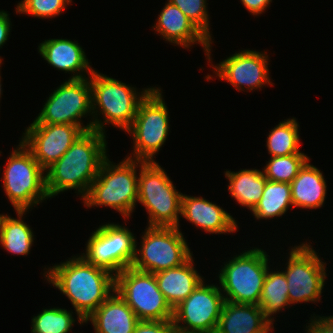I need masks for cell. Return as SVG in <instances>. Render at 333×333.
Wrapping results in <instances>:
<instances>
[{"label":"cell","instance_id":"cell-1","mask_svg":"<svg viewBox=\"0 0 333 333\" xmlns=\"http://www.w3.org/2000/svg\"><path fill=\"white\" fill-rule=\"evenodd\" d=\"M46 270V280L67 296L80 325L115 290V275L88 263L81 255L73 256Z\"/></svg>","mask_w":333,"mask_h":333},{"label":"cell","instance_id":"cell-2","mask_svg":"<svg viewBox=\"0 0 333 333\" xmlns=\"http://www.w3.org/2000/svg\"><path fill=\"white\" fill-rule=\"evenodd\" d=\"M106 134L85 131L45 172L49 198L76 189L83 198L107 156Z\"/></svg>","mask_w":333,"mask_h":333},{"label":"cell","instance_id":"cell-3","mask_svg":"<svg viewBox=\"0 0 333 333\" xmlns=\"http://www.w3.org/2000/svg\"><path fill=\"white\" fill-rule=\"evenodd\" d=\"M92 100V130L105 134V124L114 125L125 132L135 119L138 105L153 87L137 92L136 88L126 85L103 73L93 71L89 76ZM103 116L98 119L100 112ZM98 112V113H97Z\"/></svg>","mask_w":333,"mask_h":333},{"label":"cell","instance_id":"cell-4","mask_svg":"<svg viewBox=\"0 0 333 333\" xmlns=\"http://www.w3.org/2000/svg\"><path fill=\"white\" fill-rule=\"evenodd\" d=\"M143 163L144 161L125 158L119 164L113 165L107 157L87 194L81 198L85 207H110L118 211L125 219L131 217L138 202L136 168H140Z\"/></svg>","mask_w":333,"mask_h":333},{"label":"cell","instance_id":"cell-5","mask_svg":"<svg viewBox=\"0 0 333 333\" xmlns=\"http://www.w3.org/2000/svg\"><path fill=\"white\" fill-rule=\"evenodd\" d=\"M3 170V188L15 211H28L49 199L45 170L20 140Z\"/></svg>","mask_w":333,"mask_h":333},{"label":"cell","instance_id":"cell-6","mask_svg":"<svg viewBox=\"0 0 333 333\" xmlns=\"http://www.w3.org/2000/svg\"><path fill=\"white\" fill-rule=\"evenodd\" d=\"M139 170L138 202L145 207L147 226L179 227L182 194L157 162H144Z\"/></svg>","mask_w":333,"mask_h":333},{"label":"cell","instance_id":"cell-7","mask_svg":"<svg viewBox=\"0 0 333 333\" xmlns=\"http://www.w3.org/2000/svg\"><path fill=\"white\" fill-rule=\"evenodd\" d=\"M265 250L255 248L233 256L219 272V283L225 301L258 305L268 271Z\"/></svg>","mask_w":333,"mask_h":333},{"label":"cell","instance_id":"cell-8","mask_svg":"<svg viewBox=\"0 0 333 333\" xmlns=\"http://www.w3.org/2000/svg\"><path fill=\"white\" fill-rule=\"evenodd\" d=\"M161 88L153 87L138 105L132 125L126 131L133 137V155L127 158L155 162V155L166 142L169 115Z\"/></svg>","mask_w":333,"mask_h":333},{"label":"cell","instance_id":"cell-9","mask_svg":"<svg viewBox=\"0 0 333 333\" xmlns=\"http://www.w3.org/2000/svg\"><path fill=\"white\" fill-rule=\"evenodd\" d=\"M183 236L179 227L147 226L131 267L155 274L183 265L193 256Z\"/></svg>","mask_w":333,"mask_h":333},{"label":"cell","instance_id":"cell-10","mask_svg":"<svg viewBox=\"0 0 333 333\" xmlns=\"http://www.w3.org/2000/svg\"><path fill=\"white\" fill-rule=\"evenodd\" d=\"M115 291L140 321H172L173 309L153 273L126 268L115 275Z\"/></svg>","mask_w":333,"mask_h":333},{"label":"cell","instance_id":"cell-11","mask_svg":"<svg viewBox=\"0 0 333 333\" xmlns=\"http://www.w3.org/2000/svg\"><path fill=\"white\" fill-rule=\"evenodd\" d=\"M46 100L41 112L31 124H73L78 125L84 132L92 130L90 122L86 126L81 123L82 117L92 115L89 77L66 80Z\"/></svg>","mask_w":333,"mask_h":333},{"label":"cell","instance_id":"cell-12","mask_svg":"<svg viewBox=\"0 0 333 333\" xmlns=\"http://www.w3.org/2000/svg\"><path fill=\"white\" fill-rule=\"evenodd\" d=\"M136 243L134 234L126 226L106 223L91 234L81 256L88 263L116 275L131 267Z\"/></svg>","mask_w":333,"mask_h":333},{"label":"cell","instance_id":"cell-13","mask_svg":"<svg viewBox=\"0 0 333 333\" xmlns=\"http://www.w3.org/2000/svg\"><path fill=\"white\" fill-rule=\"evenodd\" d=\"M313 247L306 243L291 248L286 270L290 304L319 302L327 277L325 264Z\"/></svg>","mask_w":333,"mask_h":333},{"label":"cell","instance_id":"cell-14","mask_svg":"<svg viewBox=\"0 0 333 333\" xmlns=\"http://www.w3.org/2000/svg\"><path fill=\"white\" fill-rule=\"evenodd\" d=\"M224 302L221 288L203 280L173 309V326L189 333H215Z\"/></svg>","mask_w":333,"mask_h":333},{"label":"cell","instance_id":"cell-15","mask_svg":"<svg viewBox=\"0 0 333 333\" xmlns=\"http://www.w3.org/2000/svg\"><path fill=\"white\" fill-rule=\"evenodd\" d=\"M83 133L78 125L73 124H30L21 141L46 171Z\"/></svg>","mask_w":333,"mask_h":333},{"label":"cell","instance_id":"cell-16","mask_svg":"<svg viewBox=\"0 0 333 333\" xmlns=\"http://www.w3.org/2000/svg\"><path fill=\"white\" fill-rule=\"evenodd\" d=\"M256 50H241L221 61L214 68L220 80H227L238 91L249 92L261 89L265 84L273 85L269 78L268 55Z\"/></svg>","mask_w":333,"mask_h":333},{"label":"cell","instance_id":"cell-17","mask_svg":"<svg viewBox=\"0 0 333 333\" xmlns=\"http://www.w3.org/2000/svg\"><path fill=\"white\" fill-rule=\"evenodd\" d=\"M158 20L152 28L162 38L172 44L189 48L194 44L201 45L205 51L206 59L211 61L210 40L177 6L171 2L165 3L164 8L158 15Z\"/></svg>","mask_w":333,"mask_h":333},{"label":"cell","instance_id":"cell-18","mask_svg":"<svg viewBox=\"0 0 333 333\" xmlns=\"http://www.w3.org/2000/svg\"><path fill=\"white\" fill-rule=\"evenodd\" d=\"M180 217L210 234H230L238 228L236 220L229 213L203 197L182 194Z\"/></svg>","mask_w":333,"mask_h":333},{"label":"cell","instance_id":"cell-19","mask_svg":"<svg viewBox=\"0 0 333 333\" xmlns=\"http://www.w3.org/2000/svg\"><path fill=\"white\" fill-rule=\"evenodd\" d=\"M38 50L42 58L52 67L69 74L73 73L69 79L87 78V73L89 77L94 71L78 41L62 38L47 39L39 44Z\"/></svg>","mask_w":333,"mask_h":333},{"label":"cell","instance_id":"cell-20","mask_svg":"<svg viewBox=\"0 0 333 333\" xmlns=\"http://www.w3.org/2000/svg\"><path fill=\"white\" fill-rule=\"evenodd\" d=\"M273 329L258 305L225 301L215 333H270Z\"/></svg>","mask_w":333,"mask_h":333},{"label":"cell","instance_id":"cell-21","mask_svg":"<svg viewBox=\"0 0 333 333\" xmlns=\"http://www.w3.org/2000/svg\"><path fill=\"white\" fill-rule=\"evenodd\" d=\"M95 333H134L140 321L128 304L114 290L86 320Z\"/></svg>","mask_w":333,"mask_h":333},{"label":"cell","instance_id":"cell-22","mask_svg":"<svg viewBox=\"0 0 333 333\" xmlns=\"http://www.w3.org/2000/svg\"><path fill=\"white\" fill-rule=\"evenodd\" d=\"M194 258L183 265L156 272L158 288L172 309L183 302L204 280L195 270Z\"/></svg>","mask_w":333,"mask_h":333},{"label":"cell","instance_id":"cell-23","mask_svg":"<svg viewBox=\"0 0 333 333\" xmlns=\"http://www.w3.org/2000/svg\"><path fill=\"white\" fill-rule=\"evenodd\" d=\"M308 160L290 183L293 207L317 209L323 206L327 185L320 169Z\"/></svg>","mask_w":333,"mask_h":333},{"label":"cell","instance_id":"cell-24","mask_svg":"<svg viewBox=\"0 0 333 333\" xmlns=\"http://www.w3.org/2000/svg\"><path fill=\"white\" fill-rule=\"evenodd\" d=\"M224 174L229 181L228 190L234 200L252 211L261 199L268 180L263 171L253 168L241 169L239 172L227 170Z\"/></svg>","mask_w":333,"mask_h":333},{"label":"cell","instance_id":"cell-25","mask_svg":"<svg viewBox=\"0 0 333 333\" xmlns=\"http://www.w3.org/2000/svg\"><path fill=\"white\" fill-rule=\"evenodd\" d=\"M28 211H16L18 219L3 215L0 222V245L13 255H28L34 242L32 228L24 222Z\"/></svg>","mask_w":333,"mask_h":333},{"label":"cell","instance_id":"cell-26","mask_svg":"<svg viewBox=\"0 0 333 333\" xmlns=\"http://www.w3.org/2000/svg\"><path fill=\"white\" fill-rule=\"evenodd\" d=\"M293 207L290 183L267 180L262 197L251 211L257 220L282 216Z\"/></svg>","mask_w":333,"mask_h":333},{"label":"cell","instance_id":"cell-27","mask_svg":"<svg viewBox=\"0 0 333 333\" xmlns=\"http://www.w3.org/2000/svg\"><path fill=\"white\" fill-rule=\"evenodd\" d=\"M258 306L262 309L264 316L274 324V314L285 307H290L288 297V284L282 271H268L264 279L263 288Z\"/></svg>","mask_w":333,"mask_h":333},{"label":"cell","instance_id":"cell-28","mask_svg":"<svg viewBox=\"0 0 333 333\" xmlns=\"http://www.w3.org/2000/svg\"><path fill=\"white\" fill-rule=\"evenodd\" d=\"M299 127L295 118H288L271 129L266 141L270 157L303 153L299 150Z\"/></svg>","mask_w":333,"mask_h":333},{"label":"cell","instance_id":"cell-29","mask_svg":"<svg viewBox=\"0 0 333 333\" xmlns=\"http://www.w3.org/2000/svg\"><path fill=\"white\" fill-rule=\"evenodd\" d=\"M310 158L304 153L270 157L263 173L268 180L291 183Z\"/></svg>","mask_w":333,"mask_h":333},{"label":"cell","instance_id":"cell-30","mask_svg":"<svg viewBox=\"0 0 333 333\" xmlns=\"http://www.w3.org/2000/svg\"><path fill=\"white\" fill-rule=\"evenodd\" d=\"M72 311L63 308H46L33 316L31 333H68L76 319Z\"/></svg>","mask_w":333,"mask_h":333},{"label":"cell","instance_id":"cell-31","mask_svg":"<svg viewBox=\"0 0 333 333\" xmlns=\"http://www.w3.org/2000/svg\"><path fill=\"white\" fill-rule=\"evenodd\" d=\"M72 0H22L16 6V13L32 15L41 19L59 16Z\"/></svg>","mask_w":333,"mask_h":333},{"label":"cell","instance_id":"cell-32","mask_svg":"<svg viewBox=\"0 0 333 333\" xmlns=\"http://www.w3.org/2000/svg\"><path fill=\"white\" fill-rule=\"evenodd\" d=\"M177 6L210 40L207 0H167Z\"/></svg>","mask_w":333,"mask_h":333},{"label":"cell","instance_id":"cell-33","mask_svg":"<svg viewBox=\"0 0 333 333\" xmlns=\"http://www.w3.org/2000/svg\"><path fill=\"white\" fill-rule=\"evenodd\" d=\"M173 327L172 321H139L134 333H170Z\"/></svg>","mask_w":333,"mask_h":333},{"label":"cell","instance_id":"cell-34","mask_svg":"<svg viewBox=\"0 0 333 333\" xmlns=\"http://www.w3.org/2000/svg\"><path fill=\"white\" fill-rule=\"evenodd\" d=\"M306 333H333V316H311Z\"/></svg>","mask_w":333,"mask_h":333},{"label":"cell","instance_id":"cell-35","mask_svg":"<svg viewBox=\"0 0 333 333\" xmlns=\"http://www.w3.org/2000/svg\"><path fill=\"white\" fill-rule=\"evenodd\" d=\"M245 9H247L252 15L262 14L272 0H240Z\"/></svg>","mask_w":333,"mask_h":333},{"label":"cell","instance_id":"cell-36","mask_svg":"<svg viewBox=\"0 0 333 333\" xmlns=\"http://www.w3.org/2000/svg\"><path fill=\"white\" fill-rule=\"evenodd\" d=\"M11 21L9 18V14L4 11L0 10V48L6 43L8 40V37L10 35V27ZM0 61H2V58L0 57Z\"/></svg>","mask_w":333,"mask_h":333},{"label":"cell","instance_id":"cell-37","mask_svg":"<svg viewBox=\"0 0 333 333\" xmlns=\"http://www.w3.org/2000/svg\"><path fill=\"white\" fill-rule=\"evenodd\" d=\"M170 333H189V332L181 331V330L176 329L175 327H173L171 329Z\"/></svg>","mask_w":333,"mask_h":333},{"label":"cell","instance_id":"cell-38","mask_svg":"<svg viewBox=\"0 0 333 333\" xmlns=\"http://www.w3.org/2000/svg\"><path fill=\"white\" fill-rule=\"evenodd\" d=\"M1 63H2V61H0V67H1ZM1 69V68H0ZM2 84H1V75H0V98L2 97L1 95V93H2Z\"/></svg>","mask_w":333,"mask_h":333},{"label":"cell","instance_id":"cell-39","mask_svg":"<svg viewBox=\"0 0 333 333\" xmlns=\"http://www.w3.org/2000/svg\"><path fill=\"white\" fill-rule=\"evenodd\" d=\"M3 215H4V214H0V222H1V219H2Z\"/></svg>","mask_w":333,"mask_h":333}]
</instances>
